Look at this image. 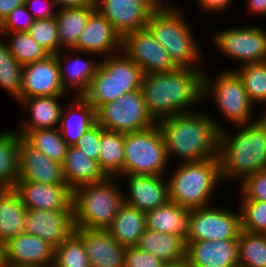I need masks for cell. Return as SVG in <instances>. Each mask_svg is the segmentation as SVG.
<instances>
[{
    "label": "cell",
    "mask_w": 266,
    "mask_h": 267,
    "mask_svg": "<svg viewBox=\"0 0 266 267\" xmlns=\"http://www.w3.org/2000/svg\"><path fill=\"white\" fill-rule=\"evenodd\" d=\"M178 67L171 72L144 74L141 91L149 114L159 120L195 112L192 106L203 101L204 70Z\"/></svg>",
    "instance_id": "6da1fadb"
},
{
    "label": "cell",
    "mask_w": 266,
    "mask_h": 267,
    "mask_svg": "<svg viewBox=\"0 0 266 267\" xmlns=\"http://www.w3.org/2000/svg\"><path fill=\"white\" fill-rule=\"evenodd\" d=\"M216 120L197 110L159 120L169 163L172 156L178 157L180 163L218 158L223 127Z\"/></svg>",
    "instance_id": "7a4b0ae2"
},
{
    "label": "cell",
    "mask_w": 266,
    "mask_h": 267,
    "mask_svg": "<svg viewBox=\"0 0 266 267\" xmlns=\"http://www.w3.org/2000/svg\"><path fill=\"white\" fill-rule=\"evenodd\" d=\"M237 127L240 129L235 135L228 128L220 130L218 159L222 181L242 180L266 169V114L256 122Z\"/></svg>",
    "instance_id": "3957f363"
},
{
    "label": "cell",
    "mask_w": 266,
    "mask_h": 267,
    "mask_svg": "<svg viewBox=\"0 0 266 267\" xmlns=\"http://www.w3.org/2000/svg\"><path fill=\"white\" fill-rule=\"evenodd\" d=\"M162 3L150 16L146 28L167 50L178 67L199 69L203 56L192 27L174 5ZM196 65V66H195Z\"/></svg>",
    "instance_id": "277c9868"
},
{
    "label": "cell",
    "mask_w": 266,
    "mask_h": 267,
    "mask_svg": "<svg viewBox=\"0 0 266 267\" xmlns=\"http://www.w3.org/2000/svg\"><path fill=\"white\" fill-rule=\"evenodd\" d=\"M119 180V177H106L103 181L73 190L75 228L107 230L124 204V191L118 186Z\"/></svg>",
    "instance_id": "5b68a950"
},
{
    "label": "cell",
    "mask_w": 266,
    "mask_h": 267,
    "mask_svg": "<svg viewBox=\"0 0 266 267\" xmlns=\"http://www.w3.org/2000/svg\"><path fill=\"white\" fill-rule=\"evenodd\" d=\"M178 166L167 181L169 201L190 209L210 206L213 191L223 182L219 159L184 162Z\"/></svg>",
    "instance_id": "8992f818"
},
{
    "label": "cell",
    "mask_w": 266,
    "mask_h": 267,
    "mask_svg": "<svg viewBox=\"0 0 266 267\" xmlns=\"http://www.w3.org/2000/svg\"><path fill=\"white\" fill-rule=\"evenodd\" d=\"M105 58H99L101 61L98 69L83 96L96 111L103 104L114 102L122 95L140 89L144 75L142 69L123 51H119L116 56L105 55Z\"/></svg>",
    "instance_id": "52a82bcc"
},
{
    "label": "cell",
    "mask_w": 266,
    "mask_h": 267,
    "mask_svg": "<svg viewBox=\"0 0 266 267\" xmlns=\"http://www.w3.org/2000/svg\"><path fill=\"white\" fill-rule=\"evenodd\" d=\"M232 69L223 70L214 80L208 73H203V99L213 96L211 98L216 107L218 106L219 113L235 127L256 122L264 114L261 112L260 116L252 121L254 103L244 89L242 79Z\"/></svg>",
    "instance_id": "ba28073f"
},
{
    "label": "cell",
    "mask_w": 266,
    "mask_h": 267,
    "mask_svg": "<svg viewBox=\"0 0 266 267\" xmlns=\"http://www.w3.org/2000/svg\"><path fill=\"white\" fill-rule=\"evenodd\" d=\"M124 175L164 176L168 157L158 124L124 136Z\"/></svg>",
    "instance_id": "9c48e42d"
},
{
    "label": "cell",
    "mask_w": 266,
    "mask_h": 267,
    "mask_svg": "<svg viewBox=\"0 0 266 267\" xmlns=\"http://www.w3.org/2000/svg\"><path fill=\"white\" fill-rule=\"evenodd\" d=\"M96 122L108 131L134 132L157 122L149 114L141 89L126 93L96 111Z\"/></svg>",
    "instance_id": "30bf717a"
},
{
    "label": "cell",
    "mask_w": 266,
    "mask_h": 267,
    "mask_svg": "<svg viewBox=\"0 0 266 267\" xmlns=\"http://www.w3.org/2000/svg\"><path fill=\"white\" fill-rule=\"evenodd\" d=\"M212 37L215 47L238 65L266 61V31L258 25L218 30Z\"/></svg>",
    "instance_id": "8fae6325"
},
{
    "label": "cell",
    "mask_w": 266,
    "mask_h": 267,
    "mask_svg": "<svg viewBox=\"0 0 266 267\" xmlns=\"http://www.w3.org/2000/svg\"><path fill=\"white\" fill-rule=\"evenodd\" d=\"M206 206L191 209L186 241H217L236 238L241 230L240 211Z\"/></svg>",
    "instance_id": "7c38bea8"
},
{
    "label": "cell",
    "mask_w": 266,
    "mask_h": 267,
    "mask_svg": "<svg viewBox=\"0 0 266 267\" xmlns=\"http://www.w3.org/2000/svg\"><path fill=\"white\" fill-rule=\"evenodd\" d=\"M122 51L142 69L144 74L171 72L178 68L167 50L147 28L126 33L122 37Z\"/></svg>",
    "instance_id": "4fadbf2b"
},
{
    "label": "cell",
    "mask_w": 266,
    "mask_h": 267,
    "mask_svg": "<svg viewBox=\"0 0 266 267\" xmlns=\"http://www.w3.org/2000/svg\"><path fill=\"white\" fill-rule=\"evenodd\" d=\"M162 3V0H95V7L123 37L145 29L149 16Z\"/></svg>",
    "instance_id": "5bb4252c"
},
{
    "label": "cell",
    "mask_w": 266,
    "mask_h": 267,
    "mask_svg": "<svg viewBox=\"0 0 266 267\" xmlns=\"http://www.w3.org/2000/svg\"><path fill=\"white\" fill-rule=\"evenodd\" d=\"M12 189L26 209L73 211V190L68 185L17 180Z\"/></svg>",
    "instance_id": "9a60e30c"
},
{
    "label": "cell",
    "mask_w": 266,
    "mask_h": 267,
    "mask_svg": "<svg viewBox=\"0 0 266 267\" xmlns=\"http://www.w3.org/2000/svg\"><path fill=\"white\" fill-rule=\"evenodd\" d=\"M67 96L55 55L23 65L21 98Z\"/></svg>",
    "instance_id": "2e32d148"
},
{
    "label": "cell",
    "mask_w": 266,
    "mask_h": 267,
    "mask_svg": "<svg viewBox=\"0 0 266 267\" xmlns=\"http://www.w3.org/2000/svg\"><path fill=\"white\" fill-rule=\"evenodd\" d=\"M122 51V37L111 23L95 9L89 16L80 34L77 44L72 49L75 54L107 55Z\"/></svg>",
    "instance_id": "e0dca14e"
},
{
    "label": "cell",
    "mask_w": 266,
    "mask_h": 267,
    "mask_svg": "<svg viewBox=\"0 0 266 267\" xmlns=\"http://www.w3.org/2000/svg\"><path fill=\"white\" fill-rule=\"evenodd\" d=\"M24 228L25 233L35 235L56 247L74 232L73 211L27 209Z\"/></svg>",
    "instance_id": "ac0fdd59"
},
{
    "label": "cell",
    "mask_w": 266,
    "mask_h": 267,
    "mask_svg": "<svg viewBox=\"0 0 266 267\" xmlns=\"http://www.w3.org/2000/svg\"><path fill=\"white\" fill-rule=\"evenodd\" d=\"M54 246L47 241L23 233L5 243V267L53 266Z\"/></svg>",
    "instance_id": "d6986e66"
},
{
    "label": "cell",
    "mask_w": 266,
    "mask_h": 267,
    "mask_svg": "<svg viewBox=\"0 0 266 267\" xmlns=\"http://www.w3.org/2000/svg\"><path fill=\"white\" fill-rule=\"evenodd\" d=\"M42 184L67 185L62 164L34 149L23 138L18 150V179Z\"/></svg>",
    "instance_id": "ffe728a7"
},
{
    "label": "cell",
    "mask_w": 266,
    "mask_h": 267,
    "mask_svg": "<svg viewBox=\"0 0 266 267\" xmlns=\"http://www.w3.org/2000/svg\"><path fill=\"white\" fill-rule=\"evenodd\" d=\"M120 177L127 182L128 192L123 193L126 205L146 213L169 201L168 184L164 176L129 174Z\"/></svg>",
    "instance_id": "44dd1931"
},
{
    "label": "cell",
    "mask_w": 266,
    "mask_h": 267,
    "mask_svg": "<svg viewBox=\"0 0 266 267\" xmlns=\"http://www.w3.org/2000/svg\"><path fill=\"white\" fill-rule=\"evenodd\" d=\"M186 260L195 267H239L238 236L220 241H186Z\"/></svg>",
    "instance_id": "7402d4cb"
},
{
    "label": "cell",
    "mask_w": 266,
    "mask_h": 267,
    "mask_svg": "<svg viewBox=\"0 0 266 267\" xmlns=\"http://www.w3.org/2000/svg\"><path fill=\"white\" fill-rule=\"evenodd\" d=\"M91 267H125V246L120 245L106 230L75 228Z\"/></svg>",
    "instance_id": "603a6c76"
},
{
    "label": "cell",
    "mask_w": 266,
    "mask_h": 267,
    "mask_svg": "<svg viewBox=\"0 0 266 267\" xmlns=\"http://www.w3.org/2000/svg\"><path fill=\"white\" fill-rule=\"evenodd\" d=\"M67 98V96H38L20 98L19 103L23 109H26L30 118L24 119L20 123L18 133L23 137L30 130L53 129L58 128L60 124L63 107L59 100ZM28 108V109H27Z\"/></svg>",
    "instance_id": "cb8c5ba5"
},
{
    "label": "cell",
    "mask_w": 266,
    "mask_h": 267,
    "mask_svg": "<svg viewBox=\"0 0 266 267\" xmlns=\"http://www.w3.org/2000/svg\"><path fill=\"white\" fill-rule=\"evenodd\" d=\"M62 52L61 50L55 56L60 67V78L63 90L66 94L70 95L68 92H70L71 88H76L75 91H73L77 93H75L76 97H83L88 91L100 61L95 62L93 59L86 60L82 58L80 54L74 56L72 52V56L70 53H66L65 57L64 55L61 56Z\"/></svg>",
    "instance_id": "d4e9b609"
},
{
    "label": "cell",
    "mask_w": 266,
    "mask_h": 267,
    "mask_svg": "<svg viewBox=\"0 0 266 267\" xmlns=\"http://www.w3.org/2000/svg\"><path fill=\"white\" fill-rule=\"evenodd\" d=\"M74 97L71 99L72 104L69 103L68 108H63L58 127L68 146H74L96 123L95 108L84 97Z\"/></svg>",
    "instance_id": "484cf974"
},
{
    "label": "cell",
    "mask_w": 266,
    "mask_h": 267,
    "mask_svg": "<svg viewBox=\"0 0 266 267\" xmlns=\"http://www.w3.org/2000/svg\"><path fill=\"white\" fill-rule=\"evenodd\" d=\"M191 220V209L168 201L146 212V228L182 236L187 239Z\"/></svg>",
    "instance_id": "4316f807"
},
{
    "label": "cell",
    "mask_w": 266,
    "mask_h": 267,
    "mask_svg": "<svg viewBox=\"0 0 266 267\" xmlns=\"http://www.w3.org/2000/svg\"><path fill=\"white\" fill-rule=\"evenodd\" d=\"M136 247L160 258L167 265L186 259V239L178 235L146 228Z\"/></svg>",
    "instance_id": "83f0119b"
},
{
    "label": "cell",
    "mask_w": 266,
    "mask_h": 267,
    "mask_svg": "<svg viewBox=\"0 0 266 267\" xmlns=\"http://www.w3.org/2000/svg\"><path fill=\"white\" fill-rule=\"evenodd\" d=\"M62 167L66 184L72 190L84 184L103 181L107 177L98 161L89 159L75 146L68 147Z\"/></svg>",
    "instance_id": "f1b7e54d"
},
{
    "label": "cell",
    "mask_w": 266,
    "mask_h": 267,
    "mask_svg": "<svg viewBox=\"0 0 266 267\" xmlns=\"http://www.w3.org/2000/svg\"><path fill=\"white\" fill-rule=\"evenodd\" d=\"M145 229L146 213L124 203L106 231L120 245L134 247Z\"/></svg>",
    "instance_id": "f546056e"
},
{
    "label": "cell",
    "mask_w": 266,
    "mask_h": 267,
    "mask_svg": "<svg viewBox=\"0 0 266 267\" xmlns=\"http://www.w3.org/2000/svg\"><path fill=\"white\" fill-rule=\"evenodd\" d=\"M96 9L95 5L82 7L59 8L56 12L60 48L72 50L78 42L90 14Z\"/></svg>",
    "instance_id": "4dcf8cb0"
},
{
    "label": "cell",
    "mask_w": 266,
    "mask_h": 267,
    "mask_svg": "<svg viewBox=\"0 0 266 267\" xmlns=\"http://www.w3.org/2000/svg\"><path fill=\"white\" fill-rule=\"evenodd\" d=\"M124 136L123 132L108 131L101 126L98 164L107 177L124 175Z\"/></svg>",
    "instance_id": "1f68e13d"
},
{
    "label": "cell",
    "mask_w": 266,
    "mask_h": 267,
    "mask_svg": "<svg viewBox=\"0 0 266 267\" xmlns=\"http://www.w3.org/2000/svg\"><path fill=\"white\" fill-rule=\"evenodd\" d=\"M26 208L12 188L0 193V239H9L25 233L24 218Z\"/></svg>",
    "instance_id": "d6a6232c"
},
{
    "label": "cell",
    "mask_w": 266,
    "mask_h": 267,
    "mask_svg": "<svg viewBox=\"0 0 266 267\" xmlns=\"http://www.w3.org/2000/svg\"><path fill=\"white\" fill-rule=\"evenodd\" d=\"M22 136L15 130L0 132V184L13 187L18 179V150Z\"/></svg>",
    "instance_id": "836d02e7"
},
{
    "label": "cell",
    "mask_w": 266,
    "mask_h": 267,
    "mask_svg": "<svg viewBox=\"0 0 266 267\" xmlns=\"http://www.w3.org/2000/svg\"><path fill=\"white\" fill-rule=\"evenodd\" d=\"M34 149L63 164L68 145L58 128L30 130L22 137Z\"/></svg>",
    "instance_id": "e575fe53"
},
{
    "label": "cell",
    "mask_w": 266,
    "mask_h": 267,
    "mask_svg": "<svg viewBox=\"0 0 266 267\" xmlns=\"http://www.w3.org/2000/svg\"><path fill=\"white\" fill-rule=\"evenodd\" d=\"M238 254L239 267H266V234L240 230Z\"/></svg>",
    "instance_id": "d590c367"
},
{
    "label": "cell",
    "mask_w": 266,
    "mask_h": 267,
    "mask_svg": "<svg viewBox=\"0 0 266 267\" xmlns=\"http://www.w3.org/2000/svg\"><path fill=\"white\" fill-rule=\"evenodd\" d=\"M233 70L242 79L244 89L255 106L257 103L266 105V61L243 64ZM263 114H266V109Z\"/></svg>",
    "instance_id": "8d00e7d4"
},
{
    "label": "cell",
    "mask_w": 266,
    "mask_h": 267,
    "mask_svg": "<svg viewBox=\"0 0 266 267\" xmlns=\"http://www.w3.org/2000/svg\"><path fill=\"white\" fill-rule=\"evenodd\" d=\"M0 36V87L18 101L21 98L23 65L11 55Z\"/></svg>",
    "instance_id": "74e56055"
},
{
    "label": "cell",
    "mask_w": 266,
    "mask_h": 267,
    "mask_svg": "<svg viewBox=\"0 0 266 267\" xmlns=\"http://www.w3.org/2000/svg\"><path fill=\"white\" fill-rule=\"evenodd\" d=\"M0 35L10 36V41L7 44L9 51L21 65L39 61L49 56L46 50L27 31Z\"/></svg>",
    "instance_id": "f35d334b"
},
{
    "label": "cell",
    "mask_w": 266,
    "mask_h": 267,
    "mask_svg": "<svg viewBox=\"0 0 266 267\" xmlns=\"http://www.w3.org/2000/svg\"><path fill=\"white\" fill-rule=\"evenodd\" d=\"M54 267H91L81 239L73 232L54 247Z\"/></svg>",
    "instance_id": "ab89813d"
},
{
    "label": "cell",
    "mask_w": 266,
    "mask_h": 267,
    "mask_svg": "<svg viewBox=\"0 0 266 267\" xmlns=\"http://www.w3.org/2000/svg\"><path fill=\"white\" fill-rule=\"evenodd\" d=\"M241 230L249 233L266 234V202L240 200Z\"/></svg>",
    "instance_id": "60d3db41"
},
{
    "label": "cell",
    "mask_w": 266,
    "mask_h": 267,
    "mask_svg": "<svg viewBox=\"0 0 266 267\" xmlns=\"http://www.w3.org/2000/svg\"><path fill=\"white\" fill-rule=\"evenodd\" d=\"M27 32L49 55H56L62 50L55 17L35 20Z\"/></svg>",
    "instance_id": "b9f144b4"
},
{
    "label": "cell",
    "mask_w": 266,
    "mask_h": 267,
    "mask_svg": "<svg viewBox=\"0 0 266 267\" xmlns=\"http://www.w3.org/2000/svg\"><path fill=\"white\" fill-rule=\"evenodd\" d=\"M240 184L242 200L266 202V169L245 176Z\"/></svg>",
    "instance_id": "7bdbcfd3"
},
{
    "label": "cell",
    "mask_w": 266,
    "mask_h": 267,
    "mask_svg": "<svg viewBox=\"0 0 266 267\" xmlns=\"http://www.w3.org/2000/svg\"><path fill=\"white\" fill-rule=\"evenodd\" d=\"M35 19L23 4L15 8L1 23L0 34L28 31Z\"/></svg>",
    "instance_id": "ee69618b"
},
{
    "label": "cell",
    "mask_w": 266,
    "mask_h": 267,
    "mask_svg": "<svg viewBox=\"0 0 266 267\" xmlns=\"http://www.w3.org/2000/svg\"><path fill=\"white\" fill-rule=\"evenodd\" d=\"M101 126L96 122L74 145L89 159L98 161L100 150Z\"/></svg>",
    "instance_id": "f6af8a7d"
},
{
    "label": "cell",
    "mask_w": 266,
    "mask_h": 267,
    "mask_svg": "<svg viewBox=\"0 0 266 267\" xmlns=\"http://www.w3.org/2000/svg\"><path fill=\"white\" fill-rule=\"evenodd\" d=\"M125 267H167V264L153 254L134 246L126 248Z\"/></svg>",
    "instance_id": "bcb514c9"
},
{
    "label": "cell",
    "mask_w": 266,
    "mask_h": 267,
    "mask_svg": "<svg viewBox=\"0 0 266 267\" xmlns=\"http://www.w3.org/2000/svg\"><path fill=\"white\" fill-rule=\"evenodd\" d=\"M24 5L35 20L49 19L56 16V9H53L55 4L52 0H25Z\"/></svg>",
    "instance_id": "7dc6e473"
},
{
    "label": "cell",
    "mask_w": 266,
    "mask_h": 267,
    "mask_svg": "<svg viewBox=\"0 0 266 267\" xmlns=\"http://www.w3.org/2000/svg\"><path fill=\"white\" fill-rule=\"evenodd\" d=\"M233 0H196L197 6L200 8H203V10L206 12L209 11V13L213 12H221V11H227V8H230V5ZM226 9V10H225Z\"/></svg>",
    "instance_id": "c3c4849f"
},
{
    "label": "cell",
    "mask_w": 266,
    "mask_h": 267,
    "mask_svg": "<svg viewBox=\"0 0 266 267\" xmlns=\"http://www.w3.org/2000/svg\"><path fill=\"white\" fill-rule=\"evenodd\" d=\"M25 0H0V23L17 7L24 4Z\"/></svg>",
    "instance_id": "681fc988"
},
{
    "label": "cell",
    "mask_w": 266,
    "mask_h": 267,
    "mask_svg": "<svg viewBox=\"0 0 266 267\" xmlns=\"http://www.w3.org/2000/svg\"><path fill=\"white\" fill-rule=\"evenodd\" d=\"M56 5H60L59 8H70V7H82L85 5H95V0H52Z\"/></svg>",
    "instance_id": "f907efd6"
},
{
    "label": "cell",
    "mask_w": 266,
    "mask_h": 267,
    "mask_svg": "<svg viewBox=\"0 0 266 267\" xmlns=\"http://www.w3.org/2000/svg\"><path fill=\"white\" fill-rule=\"evenodd\" d=\"M247 1V8L251 13H257V15H265L266 16V0H246Z\"/></svg>",
    "instance_id": "816d5d0a"
},
{
    "label": "cell",
    "mask_w": 266,
    "mask_h": 267,
    "mask_svg": "<svg viewBox=\"0 0 266 267\" xmlns=\"http://www.w3.org/2000/svg\"><path fill=\"white\" fill-rule=\"evenodd\" d=\"M0 267H5V243L0 239Z\"/></svg>",
    "instance_id": "f5cc1de1"
},
{
    "label": "cell",
    "mask_w": 266,
    "mask_h": 267,
    "mask_svg": "<svg viewBox=\"0 0 266 267\" xmlns=\"http://www.w3.org/2000/svg\"><path fill=\"white\" fill-rule=\"evenodd\" d=\"M171 267H195V266H192V265L185 259V260H182V261H180V262H176V263L171 264Z\"/></svg>",
    "instance_id": "db71d44e"
},
{
    "label": "cell",
    "mask_w": 266,
    "mask_h": 267,
    "mask_svg": "<svg viewBox=\"0 0 266 267\" xmlns=\"http://www.w3.org/2000/svg\"><path fill=\"white\" fill-rule=\"evenodd\" d=\"M5 188L0 184V193L4 190Z\"/></svg>",
    "instance_id": "11a10c76"
}]
</instances>
